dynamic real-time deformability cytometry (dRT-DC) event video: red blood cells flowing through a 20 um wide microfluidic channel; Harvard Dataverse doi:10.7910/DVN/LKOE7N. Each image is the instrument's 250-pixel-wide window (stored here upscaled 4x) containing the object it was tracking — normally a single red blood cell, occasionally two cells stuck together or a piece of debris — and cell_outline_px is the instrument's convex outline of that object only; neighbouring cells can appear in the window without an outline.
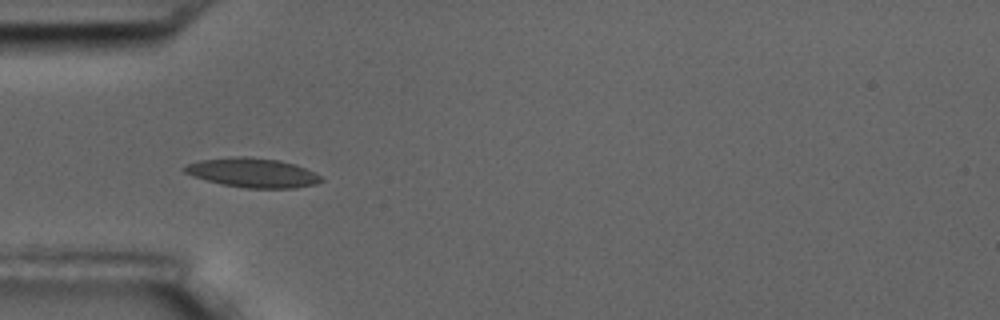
{"species": "common noctule bat (a hibernating species)", "species_latin": "Nyctalus noctula", "temperature_condition": "room temperature", "stored_images_in_passage": 21, "camera_frame_rate_fps": 3000, "um_per_image_px": 0.085, "animal": {"sex": "male", "body_mass_g": 17.5, "forearm_length_mm": 52.3}, "frame": {"image": 1, "passage_image": 1, "time_ms": 0.0, "image_size_px": [1000, 320], "cell_outline_px": [[324, 180], [316, 184], [292, 188], [244, 188], [220, 184], [184, 172], [180, 168], [188, 164], [200, 160], [236, 156], [248, 156], [280, 160], [296, 164], [320, 176]], "centroid_in_image_um": [21.47, 14.67], "position_along_channel_um": 63.5, "area_um2": 23.29}}
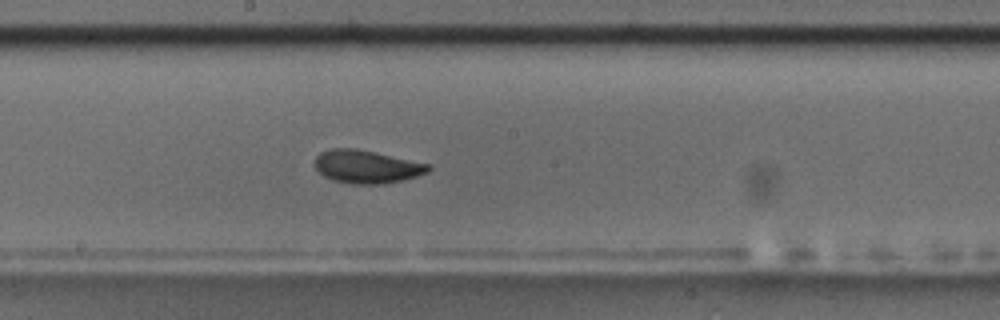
{"frame": {"image": 2, "passage_image": 14, "time_ms": 4.333, "image_size_px": [1000, 320], "cell_outline_px": [[432, 168], [428, 172], [404, 180], [380, 184], [352, 184], [332, 180], [324, 176], [316, 168], [316, 156], [320, 152], [332, 148], [356, 148], [376, 152], [432, 164]], "centroid_in_image_um": [31.21, 14.16], "position_along_channel_um": 217.0, "area_um2": 22.02}}
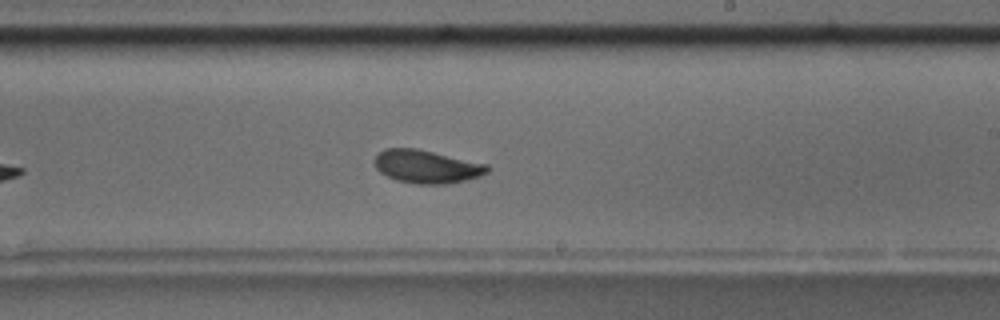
{"frame": {"image": 3, "passage_image": 17, "time_ms": 5.333, "image_size_px": [1000, 320], "cell_outline_px": [[492, 168], [488, 172], [480, 176], [448, 184], [416, 184], [396, 180], [380, 172], [376, 168], [372, 160], [384, 148], [416, 148], [488, 164]], "centroid_in_image_um": [36.27, 14.16], "position_along_channel_um": 252.7, "area_um2": 21.91}}